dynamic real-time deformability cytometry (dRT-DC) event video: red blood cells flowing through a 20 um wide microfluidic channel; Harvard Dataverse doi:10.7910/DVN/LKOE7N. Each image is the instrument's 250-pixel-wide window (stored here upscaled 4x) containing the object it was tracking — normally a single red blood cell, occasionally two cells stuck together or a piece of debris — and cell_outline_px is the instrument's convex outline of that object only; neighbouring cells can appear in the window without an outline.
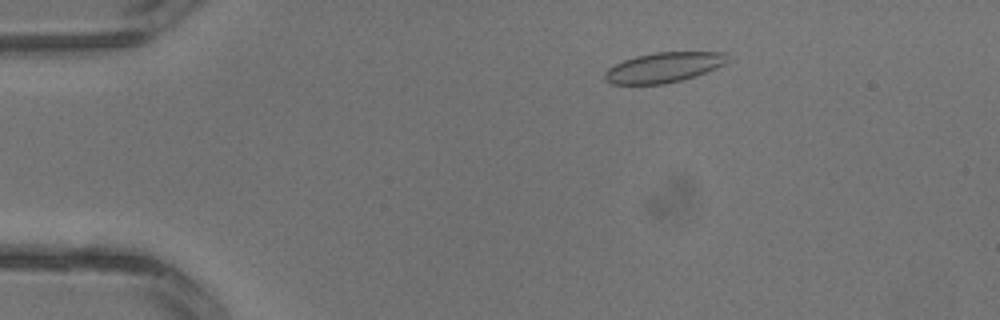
{"species": "common noctule bat (a hibernating species)", "species_latin": "Nyctalus noctula", "temperature_condition": "warm", "stored_images_in_passage": 3, "camera_frame_rate_fps": 3000, "um_per_image_px": 0.085, "animal": {"sex": "male", "body_mass_g": 13.3}, "frame": {"image": 1, "passage_image": 2, "time_ms": 0.333, "image_size_px": [1000, 320], "cell_outline_px": [[728, 60], [724, 64], [716, 68], [696, 76], [664, 84], [612, 84], [604, 80], [604, 72], [608, 68], [624, 60], [636, 56], [656, 52], [728, 52]], "centroid_in_image_um": [56.42, 5.73], "position_along_channel_um": 28.6, "area_um2": 21.5}}